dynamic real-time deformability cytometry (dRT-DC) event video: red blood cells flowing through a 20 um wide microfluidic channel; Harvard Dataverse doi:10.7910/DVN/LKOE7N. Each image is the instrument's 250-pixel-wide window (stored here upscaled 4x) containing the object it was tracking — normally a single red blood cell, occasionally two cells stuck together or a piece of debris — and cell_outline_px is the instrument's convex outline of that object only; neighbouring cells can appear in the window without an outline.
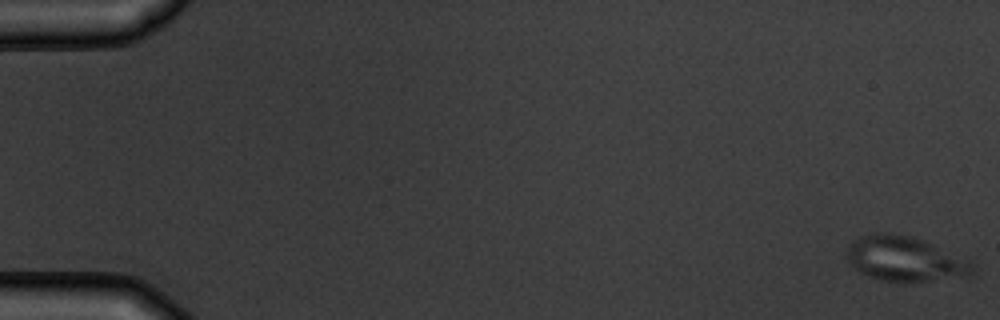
{"species": "common noctule bat (a hibernating species)", "species_latin": "Nyctalus noctula", "temperature_condition": "warm", "stored_images_in_passage": 6, "camera_frame_rate_fps": 3000, "um_per_image_px": 0.085, "animal": {"sex": "male", "body_mass_g": 19.5, "forearm_length_mm": 54.6}, "frame": {"image": 1, "passage_image": 1, "time_ms": 0.0, "image_size_px": [1000, 320], "cell_outline_px": [[972, 276], [924, 280], [880, 280], [868, 276], [860, 272], [848, 264], [848, 244], [860, 236], [872, 232], [892, 232], [912, 236], [932, 244], [968, 260], [972, 264]], "centroid_in_image_um": [76.85, 21.97], "position_along_channel_um": 8.1, "area_um2": 32.37}}